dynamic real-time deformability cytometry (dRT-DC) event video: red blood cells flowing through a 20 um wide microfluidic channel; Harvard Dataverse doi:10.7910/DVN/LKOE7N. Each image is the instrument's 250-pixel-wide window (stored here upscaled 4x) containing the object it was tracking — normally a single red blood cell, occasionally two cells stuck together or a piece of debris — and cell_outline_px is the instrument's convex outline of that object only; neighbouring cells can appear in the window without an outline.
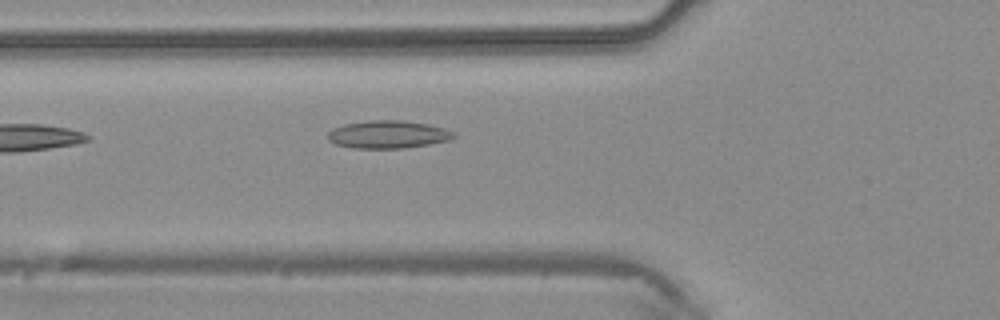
{"species": "common noctule bat (a hibernating species)", "species_latin": "Nyctalus noctula", "temperature_condition": "warm", "stored_images_in_passage": 4, "camera_frame_rate_fps": 3000, "um_per_image_px": 0.085, "animal": {"sex": "male", "body_mass_g": 20.4}, "frame": {"image": 1, "passage_image": 4, "time_ms": 1.0, "image_size_px": [1000, 320], "cell_outline_px": [[456, 136], [452, 140], [404, 148], [352, 148], [336, 144], [328, 140], [328, 132], [332, 128], [344, 124], [368, 120], [400, 120], [428, 124], [444, 128], [452, 132]], "centroid_in_image_um": [32.96, 11.42], "position_along_channel_um": 92.8, "area_um2": 20.4}}